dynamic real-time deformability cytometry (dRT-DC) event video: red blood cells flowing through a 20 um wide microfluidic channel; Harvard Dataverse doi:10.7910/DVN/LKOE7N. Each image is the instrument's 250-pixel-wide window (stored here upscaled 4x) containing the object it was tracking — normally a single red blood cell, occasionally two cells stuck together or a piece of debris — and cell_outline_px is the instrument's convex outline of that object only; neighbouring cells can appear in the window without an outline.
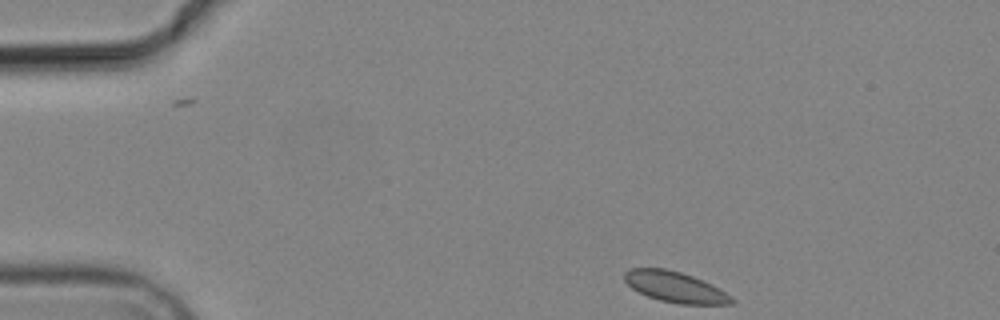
{"species": "common noctule bat (a hibernating species)", "species_latin": "Nyctalus noctula", "temperature_condition": "cold", "stored_images_in_passage": 4, "camera_frame_rate_fps": 3000, "um_per_image_px": 0.085, "animal": {"sex": "male", "body_mass_g": 19.2, "forearm_length_mm": 51.8}, "frame": {"image": 1, "passage_image": 1, "time_ms": 0.0, "image_size_px": [1000, 320], "cell_outline_px": [[736, 300], [732, 304], [680, 304], [660, 300], [648, 296], [632, 288], [624, 280], [624, 272], [632, 268], [668, 268], [692, 276], [712, 284], [732, 296]], "centroid_in_image_um": [57.41, 24.39], "position_along_channel_um": 27.6, "area_um2": 19.13}}